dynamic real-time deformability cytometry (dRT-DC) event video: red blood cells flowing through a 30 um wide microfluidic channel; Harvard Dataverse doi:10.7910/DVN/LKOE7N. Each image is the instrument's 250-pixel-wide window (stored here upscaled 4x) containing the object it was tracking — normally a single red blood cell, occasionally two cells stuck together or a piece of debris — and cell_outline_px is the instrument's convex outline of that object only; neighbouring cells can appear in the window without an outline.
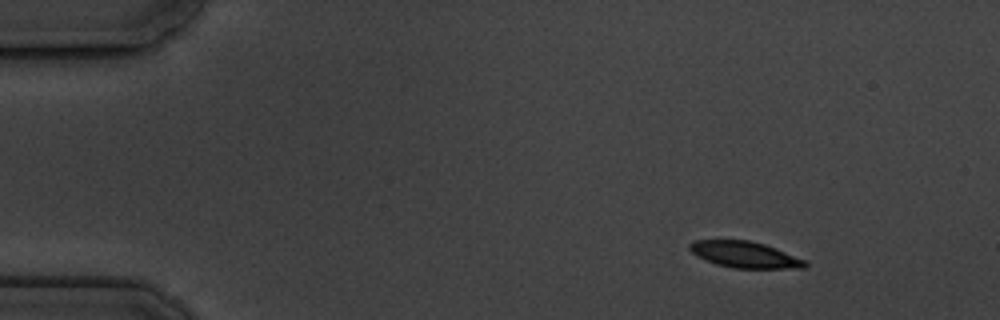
{"species": "common noctule bat (a hibernating species)", "species_latin": "Nyctalus noctula", "temperature_condition": "cold", "stored_images_in_passage": 4, "camera_frame_rate_fps": 3000, "um_per_image_px": 0.085, "animal": {"sex": "male", "body_mass_g": 19.5, "forearm_length_mm": 54.6}, "frame": {"image": 1, "passage_image": 1, "time_ms": 0.0, "image_size_px": [1000, 320], "cell_outline_px": [[808, 264], [804, 268], [732, 268], [716, 264], [704, 260], [696, 256], [688, 248], [688, 244], [696, 240], [748, 240], [764, 244], [776, 248], [808, 260]], "centroid_in_image_um": [63.32, 21.64], "position_along_channel_um": 21.7, "area_um2": 17.86}}
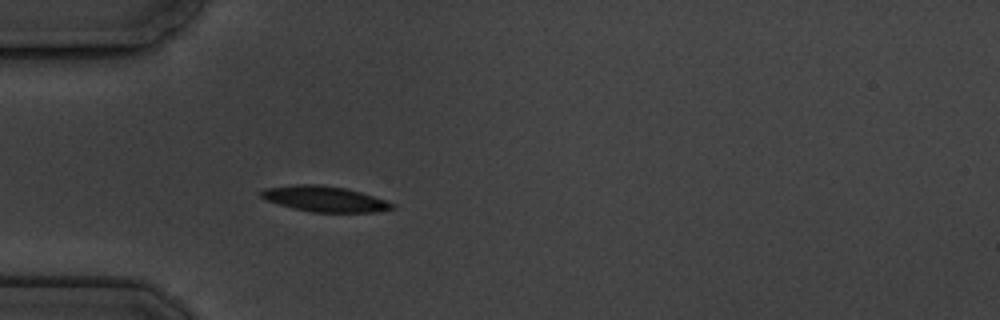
{"frame": {"image": 2, "passage_image": 4, "time_ms": 3.333, "image_size_px": [1000, 320], "cell_outline_px": [[396, 208], [376, 212], [312, 212], [292, 208], [268, 200], [260, 196], [256, 192], [264, 188], [296, 184], [320, 184], [344, 188], [360, 192], [396, 204]], "centroid_in_image_um": [27.57, 16.9], "position_along_channel_um": 57.4, "area_um2": 19.54}}